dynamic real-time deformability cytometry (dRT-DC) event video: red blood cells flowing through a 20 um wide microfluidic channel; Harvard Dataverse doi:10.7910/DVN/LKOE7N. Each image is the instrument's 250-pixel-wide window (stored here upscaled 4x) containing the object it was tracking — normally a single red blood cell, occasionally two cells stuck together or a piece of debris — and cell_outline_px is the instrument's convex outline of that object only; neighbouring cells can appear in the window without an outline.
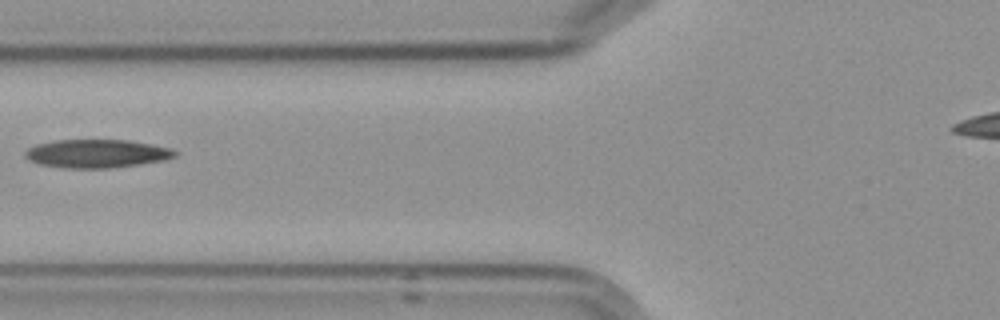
{"species": "Egyptian fruit bat (a non-hibernating species)", "species_latin": "Rousettus aegyptiacus", "temperature_condition": "cold", "stored_images_in_passage": 3, "camera_frame_rate_fps": 3000, "um_per_image_px": 0.085, "frame": {"image": 1, "passage_image": 2, "time_ms": 1.333, "image_size_px": [1000, 320], "cell_outline_px": [[176, 156], [160, 160], [136, 164], [108, 168], [64, 168], [40, 164], [24, 156], [24, 152], [28, 148], [36, 144], [52, 140], [128, 140], [168, 148], [176, 152]], "centroid_in_image_um": [8.13, 13.05], "position_along_channel_um": 117.7, "area_um2": 24.28}}
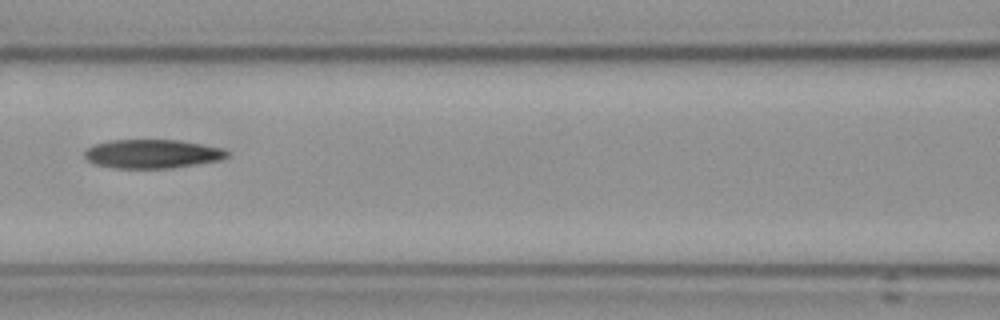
{"frame": {"image": 2, "passage_image": 3, "time_ms": 2.333, "image_size_px": [1000, 320], "cell_outline_px": [[228, 156], [220, 160], [172, 168], [116, 168], [96, 164], [88, 160], [84, 156], [84, 152], [88, 148], [96, 144], [108, 140], [180, 140], [224, 148], [228, 152]], "centroid_in_image_um": [12.96, 13.07], "position_along_channel_um": 153.6, "area_um2": 23.87}}